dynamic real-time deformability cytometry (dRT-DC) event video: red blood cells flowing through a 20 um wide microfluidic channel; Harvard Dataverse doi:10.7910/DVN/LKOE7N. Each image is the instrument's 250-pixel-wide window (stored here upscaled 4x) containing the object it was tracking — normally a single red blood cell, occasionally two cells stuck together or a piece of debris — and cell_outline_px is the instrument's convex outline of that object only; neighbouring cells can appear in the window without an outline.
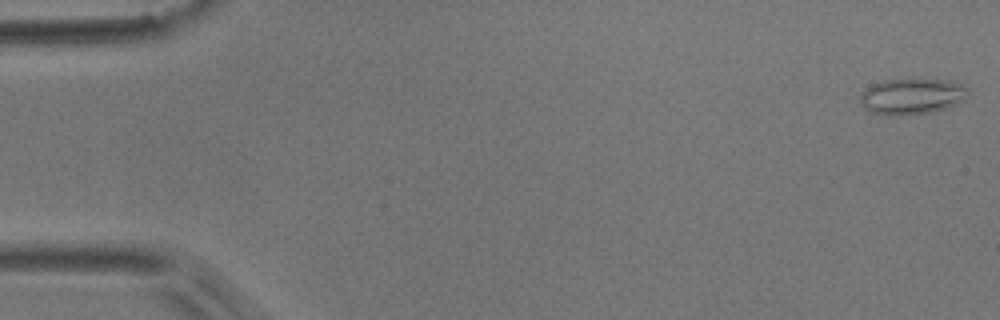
{"species": "common noctule bat (a hibernating species)", "species_latin": "Nyctalus noctula", "temperature_condition": "room temperature", "stored_images_in_passage": 6, "camera_frame_rate_fps": 3000, "um_per_image_px": 0.085, "animal": {"sex": "male", "body_mass_g": 17.9}, "frame": {"image": 1, "passage_image": 1, "time_ms": 0.0, "image_size_px": [1000, 320], "cell_outline_px": [[968, 96], [964, 100], [948, 108], [932, 112], [908, 116], [888, 116], [872, 112], [864, 108], [860, 100], [860, 96], [872, 84], [888, 80], [952, 80], [964, 84], [968, 88]], "centroid_in_image_um": [77.57, 8.22], "position_along_channel_um": 7.4, "area_um2": 22.77}}
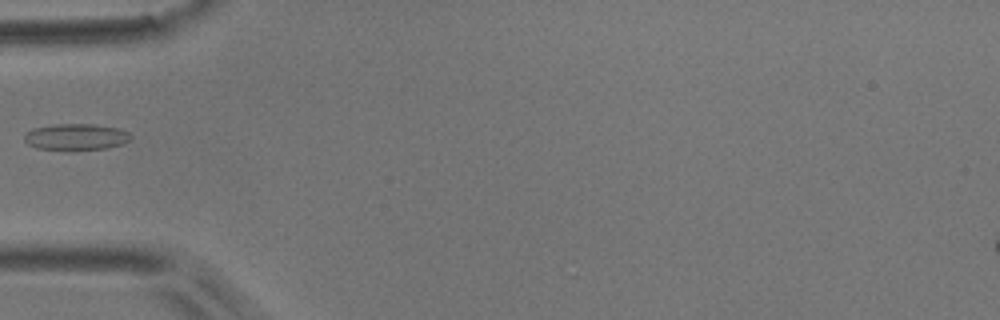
{"frame": {"image": 2, "passage_image": 5, "time_ms": 5.667, "image_size_px": [1000, 320], "cell_outline_px": [[132, 140], [124, 144], [108, 148], [68, 152], [36, 148], [28, 144], [24, 140], [24, 136], [32, 128], [56, 124], [92, 124], [116, 128], [128, 132], [132, 136]], "centroid_in_image_um": [6.47, 11.68], "position_along_channel_um": 78.5, "area_um2": 16.94}}
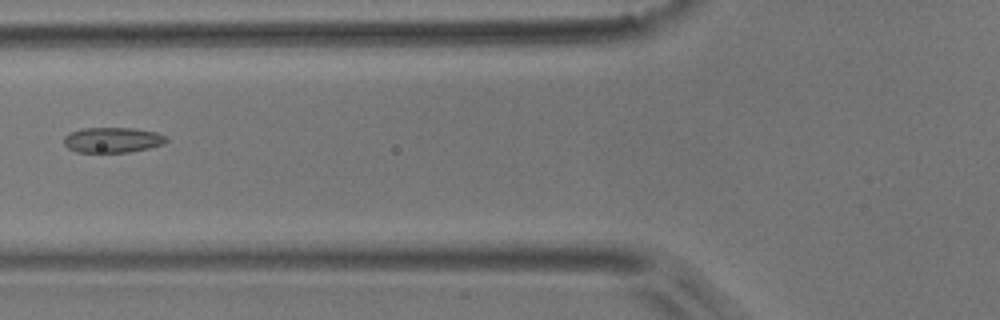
{"frame": {"image": 3, "passage_image": 6, "time_ms": 6.667, "image_size_px": [1000, 320], "cell_outline_px": [[168, 140], [164, 144], [148, 148], [128, 152], [76, 152], [68, 148], [64, 144], [64, 136], [68, 132], [80, 128], [136, 128], [156, 132], [168, 136]], "centroid_in_image_um": [9.56, 11.88], "position_along_channel_um": 116.2, "area_um2": 15.32}}